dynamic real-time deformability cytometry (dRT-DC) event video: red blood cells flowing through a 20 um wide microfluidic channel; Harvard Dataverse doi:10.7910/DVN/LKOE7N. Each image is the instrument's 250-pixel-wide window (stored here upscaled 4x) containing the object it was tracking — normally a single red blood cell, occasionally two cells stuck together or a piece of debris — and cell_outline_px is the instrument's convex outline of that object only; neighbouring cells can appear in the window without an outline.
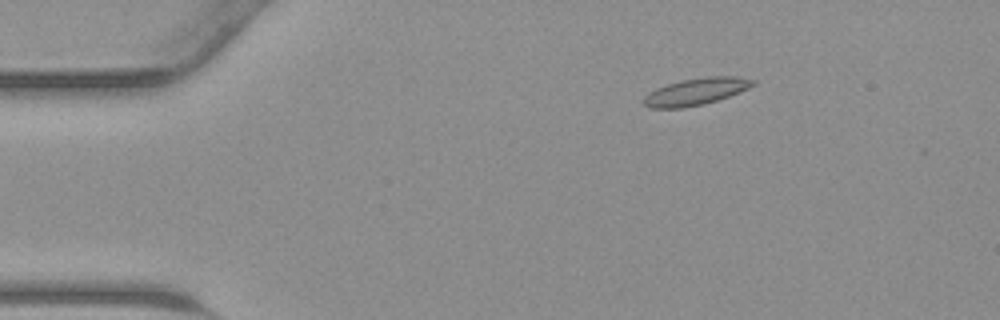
{"species": "common noctule bat (a hibernating species)", "species_latin": "Nyctalus noctula", "temperature_condition": "warm", "stored_images_in_passage": 17, "camera_frame_rate_fps": 3000, "um_per_image_px": 0.085, "animal": {"sex": "male", "body_mass_g": 23.1, "forearm_length_mm": 52.7}, "frame": {"image": 1, "passage_image": 8, "time_ms": 2.333, "image_size_px": [1000, 320], "cell_outline_px": [[756, 84], [748, 88], [728, 96], [704, 104], [684, 108], [648, 108], [644, 104], [644, 96], [648, 92], [656, 88], [680, 80], [708, 76], [732, 76], [756, 80]], "centroid_in_image_um": [59.13, 7.78], "position_along_channel_um": 25.9, "area_um2": 17.11}}
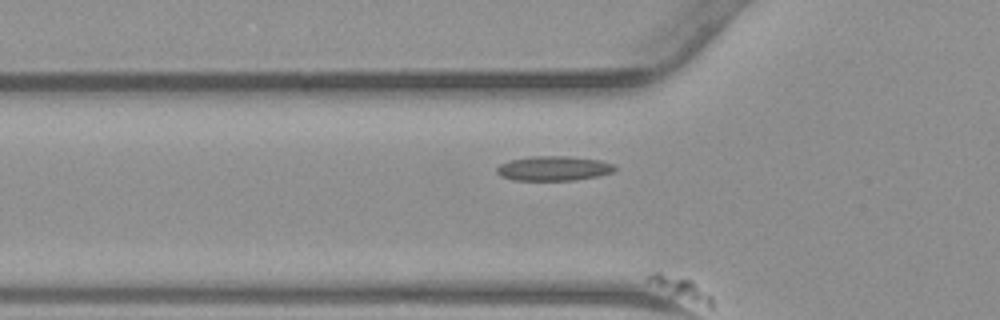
{"frame": {"image": 2, "passage_image": 16, "time_ms": 5.0, "image_size_px": [1000, 320], "cell_outline_px": [[616, 168], [612, 172], [596, 176], [576, 180], [512, 180], [500, 176], [496, 172], [496, 168], [500, 164], [508, 160], [532, 156], [568, 156], [600, 160], [612, 164]], "centroid_in_image_um": [47.0, 14.31], "position_along_channel_um": 78.8, "area_um2": 16.94}}